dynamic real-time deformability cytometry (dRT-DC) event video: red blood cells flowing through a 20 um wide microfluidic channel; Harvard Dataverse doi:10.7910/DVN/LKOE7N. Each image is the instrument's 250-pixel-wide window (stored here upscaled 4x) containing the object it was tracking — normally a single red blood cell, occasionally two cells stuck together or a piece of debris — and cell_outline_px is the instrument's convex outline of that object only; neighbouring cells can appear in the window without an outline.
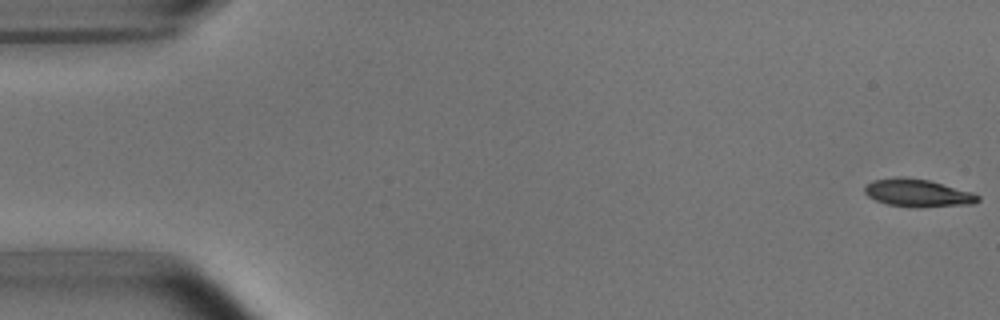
{"species": "common noctule bat (a hibernating species)", "species_latin": "Nyctalus noctula", "temperature_condition": "room temperature", "stored_images_in_passage": 4, "camera_frame_rate_fps": 3000, "um_per_image_px": 0.085, "animal": {"sex": "male", "body_mass_g": 15.6}, "frame": {"image": 1, "passage_image": 1, "time_ms": 0.0, "image_size_px": [1000, 320], "cell_outline_px": [[980, 200], [972, 204], [920, 208], [916, 208], [888, 204], [876, 200], [868, 196], [864, 192], [864, 188], [872, 180], [900, 176], [928, 180], [972, 192], [980, 196]], "centroid_in_image_um": [78.01, 16.41], "position_along_channel_um": 7.0, "area_um2": 18.32}}
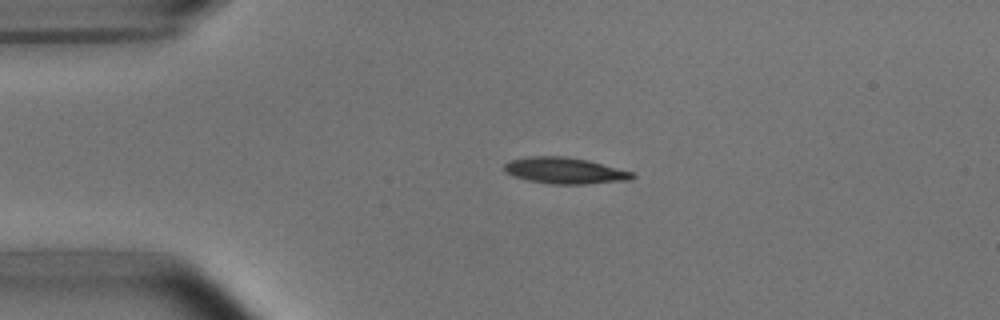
{"frame": {"image": 2, "passage_image": 4, "time_ms": 3.667, "image_size_px": [1000, 320], "cell_outline_px": [[636, 176], [632, 180], [584, 184], [552, 184], [528, 180], [504, 172], [504, 164], [508, 160], [528, 156], [568, 156], [588, 160], [632, 172]], "centroid_in_image_um": [48.0, 14.49], "position_along_channel_um": 37.0, "area_um2": 19.65}}